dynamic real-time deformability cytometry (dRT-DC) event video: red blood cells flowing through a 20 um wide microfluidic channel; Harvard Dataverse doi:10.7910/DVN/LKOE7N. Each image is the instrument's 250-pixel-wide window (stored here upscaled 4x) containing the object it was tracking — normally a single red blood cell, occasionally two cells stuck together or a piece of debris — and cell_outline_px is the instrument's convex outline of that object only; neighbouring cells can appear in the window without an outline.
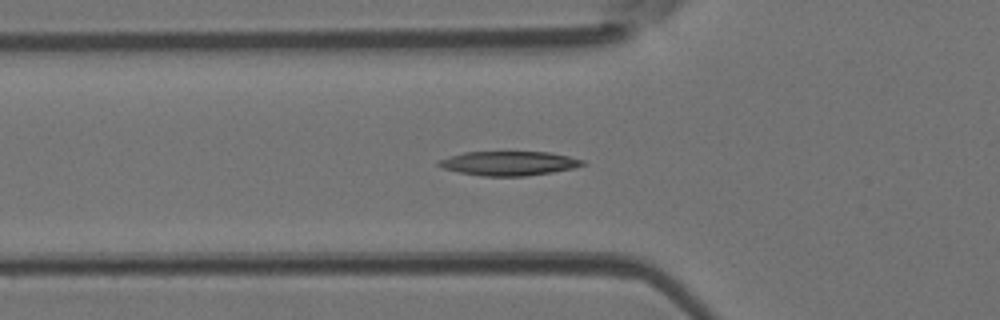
{"species": "Egyptian fruit bat (a non-hibernating species)", "species_latin": "Rousettus aegyptiacus", "temperature_condition": "room temperature", "stored_images_in_passage": 31, "camera_frame_rate_fps": 3000, "um_per_image_px": 0.085, "animal": {"sex": "female"}, "frame": {"image": 1, "passage_image": 4, "time_ms": 1.0, "image_size_px": [1000, 320], "cell_outline_px": [[584, 164], [572, 168], [552, 172], [524, 176], [480, 176], [440, 168], [436, 164], [440, 160], [464, 152], [548, 152], [568, 156], [584, 160]], "centroid_in_image_um": [43.22, 13.88], "position_along_channel_um": 82.6, "area_um2": 20.11}}
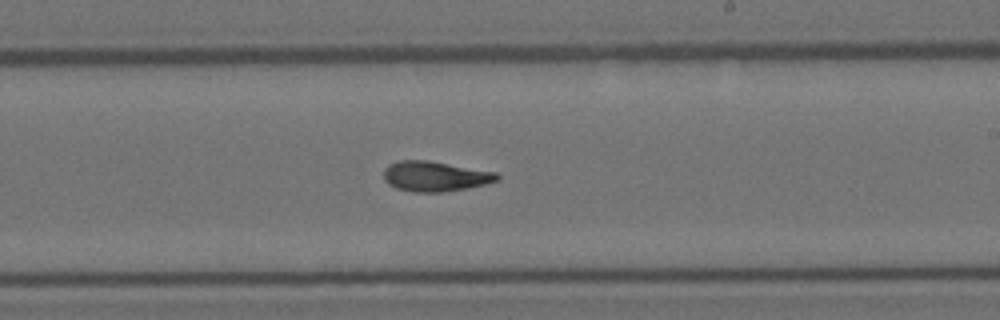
{"frame": {"image": 2, "passage_image": 16, "time_ms": 5.0, "image_size_px": [1000, 320], "cell_outline_px": [[500, 180], [468, 188], [444, 192], [412, 192], [396, 188], [388, 184], [384, 180], [384, 168], [388, 164], [400, 160], [428, 160], [496, 172], [500, 176]], "centroid_in_image_um": [36.97, 14.99], "position_along_channel_um": 252.0, "area_um2": 20.06}}
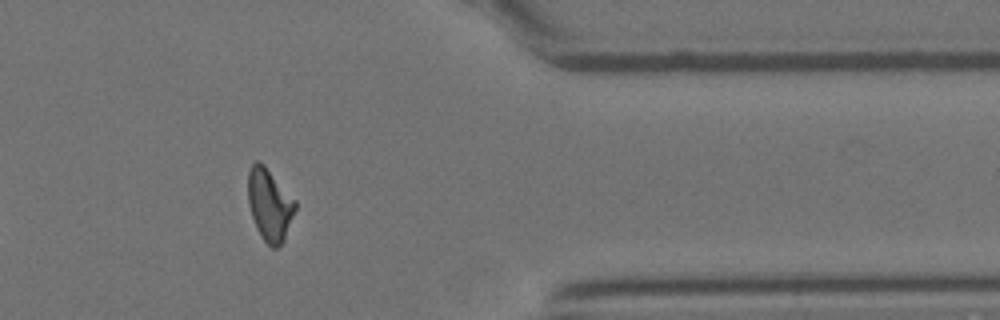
{"frame": {"image": 3, "passage_image": 27, "time_ms": 8.667, "image_size_px": [1000, 320], "cell_outline_px": [[296, 208], [284, 240], [276, 248], [272, 248], [264, 240], [256, 228], [248, 204], [248, 172], [252, 164], [256, 160], [260, 160], [264, 164], [296, 200]], "centroid_in_image_um": [22.91, 17.37], "position_along_channel_um": 388.5, "area_um2": 19.88}, "authors_computed_cell_mechanics": {"area_um2": 19.8832, "velocity_mm_per_s": 4.2315, "shape_relaxation_time_tau1_ms": 5.6454, "shape_relaxation_time_tau2_ms": 4.9771, "deformation_change_tau1": 0.2076, "deformation_change_tau2": 0.1312}}